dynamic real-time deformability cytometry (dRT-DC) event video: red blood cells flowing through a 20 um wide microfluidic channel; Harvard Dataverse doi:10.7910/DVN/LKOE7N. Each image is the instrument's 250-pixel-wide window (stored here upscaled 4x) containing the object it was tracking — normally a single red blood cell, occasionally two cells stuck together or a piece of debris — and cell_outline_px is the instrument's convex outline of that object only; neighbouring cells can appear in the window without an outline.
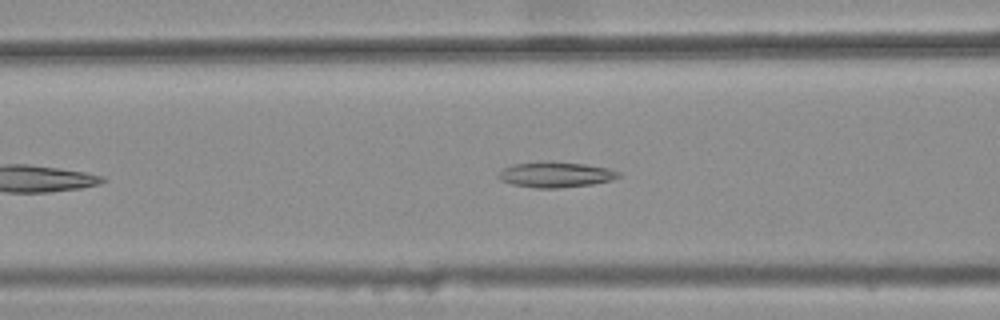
{"species": "common noctule bat (a hibernating species)", "species_latin": "Nyctalus noctula", "temperature_condition": "warm", "stored_images_in_passage": 32, "camera_frame_rate_fps": 3000, "um_per_image_px": 0.085, "animal": {"sex": "female", "body_mass_g": 25.1}, "frame": {"image": 1, "passage_image": 11, "time_ms": 3.333, "image_size_px": [1000, 320], "cell_outline_px": [[620, 176], [612, 180], [592, 184], [556, 188], [536, 188], [512, 184], [500, 180], [496, 176], [504, 168], [512, 164], [584, 164], [608, 168], [620, 172]], "centroid_in_image_um": [47.24, 14.89], "position_along_channel_um": 119.4, "area_um2": 16.94}}
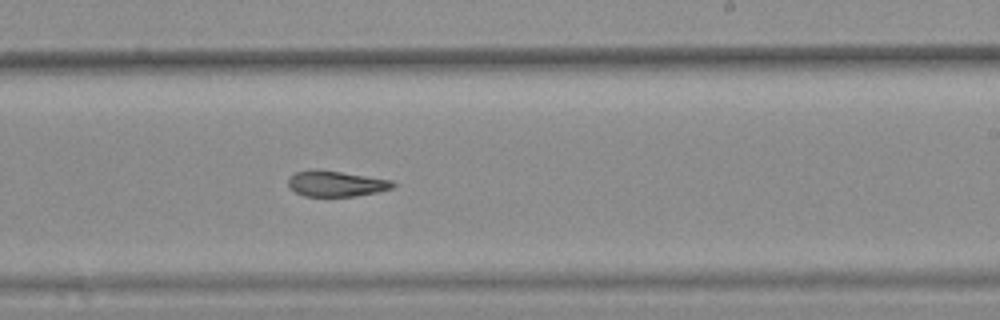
{"frame": {"image": 2, "passage_image": 22, "time_ms": 7.0, "image_size_px": [1000, 320], "cell_outline_px": [[396, 184], [392, 188], [376, 192], [356, 196], [304, 196], [296, 192], [288, 184], [288, 176], [296, 172], [340, 172], [392, 180]], "centroid_in_image_um": [28.6, 15.65], "position_along_channel_um": 260.4, "area_um2": 14.97}}
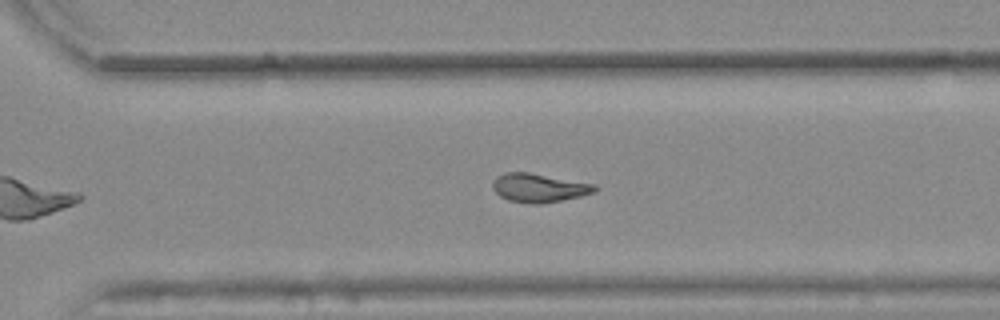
{"frame": {"image": 3, "passage_image": 27, "time_ms": 8.667, "image_size_px": [1000, 320], "cell_outline_px": [[600, 188], [596, 192], [580, 196], [540, 204], [532, 204], [508, 200], [500, 196], [492, 188], [492, 184], [496, 176], [504, 172], [528, 172], [596, 184]], "centroid_in_image_um": [45.83, 15.96], "position_along_channel_um": 324.8, "area_um2": 17.17}, "authors_computed_cell_mechanics": {"area_um2": 16.9354, "velocity_mm_per_s": 3.8596, "shape_relaxation_time_tau1_ms": null, "shape_relaxation_time_tau2_ms": 7.8094, "deformation_change_tau1": null, "deformation_change_tau2": 0.1771}}